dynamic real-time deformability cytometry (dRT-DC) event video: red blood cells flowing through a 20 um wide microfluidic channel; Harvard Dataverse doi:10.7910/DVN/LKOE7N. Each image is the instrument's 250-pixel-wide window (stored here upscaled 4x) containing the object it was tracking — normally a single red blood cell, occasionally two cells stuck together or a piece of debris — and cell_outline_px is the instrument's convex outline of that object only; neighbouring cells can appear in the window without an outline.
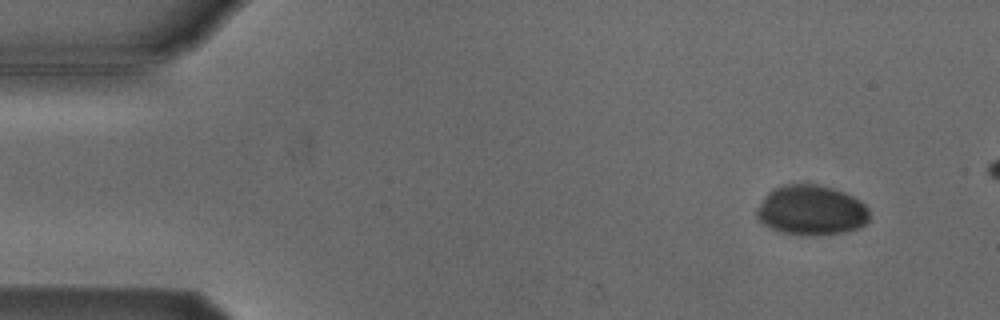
{"species": "Egyptian fruit bat (a non-hibernating species)", "species_latin": "Rousettus aegyptiacus", "temperature_condition": "cold", "stored_images_in_passage": 13, "camera_frame_rate_fps": 3000, "um_per_image_px": 0.085, "animal": {"sex": "male"}, "frame": {"image": 1, "passage_image": 4, "time_ms": 1.0, "image_size_px": [1000, 320], "cell_outline_px": [[868, 220], [864, 224], [856, 228], [844, 232], [820, 236], [804, 236], [784, 232], [772, 228], [764, 224], [756, 216], [756, 208], [764, 196], [772, 188], [788, 184], [816, 184], [832, 188], [844, 192], [860, 200], [868, 208]], "centroid_in_image_um": [68.94, 17.87], "position_along_channel_um": 16.1, "area_um2": 32.89}}